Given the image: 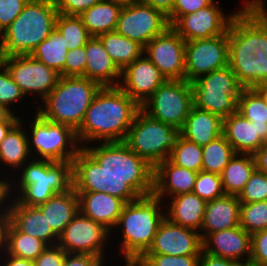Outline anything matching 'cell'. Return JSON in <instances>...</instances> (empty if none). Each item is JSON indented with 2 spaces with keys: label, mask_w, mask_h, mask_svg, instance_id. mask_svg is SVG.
<instances>
[{
  "label": "cell",
  "mask_w": 267,
  "mask_h": 266,
  "mask_svg": "<svg viewBox=\"0 0 267 266\" xmlns=\"http://www.w3.org/2000/svg\"><path fill=\"white\" fill-rule=\"evenodd\" d=\"M154 168L124 142L82 147L73 159L76 192H102L125 203L153 193Z\"/></svg>",
  "instance_id": "1"
},
{
  "label": "cell",
  "mask_w": 267,
  "mask_h": 266,
  "mask_svg": "<svg viewBox=\"0 0 267 266\" xmlns=\"http://www.w3.org/2000/svg\"><path fill=\"white\" fill-rule=\"evenodd\" d=\"M229 66L244 88L267 84V22L248 3L228 27Z\"/></svg>",
  "instance_id": "2"
},
{
  "label": "cell",
  "mask_w": 267,
  "mask_h": 266,
  "mask_svg": "<svg viewBox=\"0 0 267 266\" xmlns=\"http://www.w3.org/2000/svg\"><path fill=\"white\" fill-rule=\"evenodd\" d=\"M141 107L119 86L101 87L76 131L82 147L99 142L125 141Z\"/></svg>",
  "instance_id": "3"
},
{
  "label": "cell",
  "mask_w": 267,
  "mask_h": 266,
  "mask_svg": "<svg viewBox=\"0 0 267 266\" xmlns=\"http://www.w3.org/2000/svg\"><path fill=\"white\" fill-rule=\"evenodd\" d=\"M165 208V203L153 194L124 205L114 231H111L112 243L119 238L115 246L120 244L119 258H123L120 264L125 261L124 266H133L149 250L160 223L165 219ZM116 232L120 236L117 237Z\"/></svg>",
  "instance_id": "4"
},
{
  "label": "cell",
  "mask_w": 267,
  "mask_h": 266,
  "mask_svg": "<svg viewBox=\"0 0 267 266\" xmlns=\"http://www.w3.org/2000/svg\"><path fill=\"white\" fill-rule=\"evenodd\" d=\"M12 177L15 199L22 205L38 206L73 187V162L32 158Z\"/></svg>",
  "instance_id": "5"
},
{
  "label": "cell",
  "mask_w": 267,
  "mask_h": 266,
  "mask_svg": "<svg viewBox=\"0 0 267 266\" xmlns=\"http://www.w3.org/2000/svg\"><path fill=\"white\" fill-rule=\"evenodd\" d=\"M57 15L54 0H29L0 34V59L30 55L55 29Z\"/></svg>",
  "instance_id": "6"
},
{
  "label": "cell",
  "mask_w": 267,
  "mask_h": 266,
  "mask_svg": "<svg viewBox=\"0 0 267 266\" xmlns=\"http://www.w3.org/2000/svg\"><path fill=\"white\" fill-rule=\"evenodd\" d=\"M101 87L86 77L60 76L50 94L40 104L37 102L36 112L44 119L67 125L76 132Z\"/></svg>",
  "instance_id": "7"
},
{
  "label": "cell",
  "mask_w": 267,
  "mask_h": 266,
  "mask_svg": "<svg viewBox=\"0 0 267 266\" xmlns=\"http://www.w3.org/2000/svg\"><path fill=\"white\" fill-rule=\"evenodd\" d=\"M180 136V128L153 119L140 109L124 142L154 168L160 162L169 159Z\"/></svg>",
  "instance_id": "8"
},
{
  "label": "cell",
  "mask_w": 267,
  "mask_h": 266,
  "mask_svg": "<svg viewBox=\"0 0 267 266\" xmlns=\"http://www.w3.org/2000/svg\"><path fill=\"white\" fill-rule=\"evenodd\" d=\"M35 109V110H34ZM34 115L25 125L29 151L34 159L51 161H71L76 157L81 146L76 132L69 126L53 123L44 119L34 108Z\"/></svg>",
  "instance_id": "9"
},
{
  "label": "cell",
  "mask_w": 267,
  "mask_h": 266,
  "mask_svg": "<svg viewBox=\"0 0 267 266\" xmlns=\"http://www.w3.org/2000/svg\"><path fill=\"white\" fill-rule=\"evenodd\" d=\"M194 106L222 119L237 111V99L244 88L230 66L200 76L192 83Z\"/></svg>",
  "instance_id": "10"
},
{
  "label": "cell",
  "mask_w": 267,
  "mask_h": 266,
  "mask_svg": "<svg viewBox=\"0 0 267 266\" xmlns=\"http://www.w3.org/2000/svg\"><path fill=\"white\" fill-rule=\"evenodd\" d=\"M194 105L192 84L187 80H166L141 109L153 119L182 128Z\"/></svg>",
  "instance_id": "11"
},
{
  "label": "cell",
  "mask_w": 267,
  "mask_h": 266,
  "mask_svg": "<svg viewBox=\"0 0 267 266\" xmlns=\"http://www.w3.org/2000/svg\"><path fill=\"white\" fill-rule=\"evenodd\" d=\"M110 240L109 229L79 211L58 235L57 245L66 253L90 254L105 258L110 251L108 248L114 246L109 243Z\"/></svg>",
  "instance_id": "12"
},
{
  "label": "cell",
  "mask_w": 267,
  "mask_h": 266,
  "mask_svg": "<svg viewBox=\"0 0 267 266\" xmlns=\"http://www.w3.org/2000/svg\"><path fill=\"white\" fill-rule=\"evenodd\" d=\"M0 61L6 66L26 99L31 96L35 101L37 97L36 101L40 99V103L50 94L60 78L59 73L31 55L1 58Z\"/></svg>",
  "instance_id": "13"
},
{
  "label": "cell",
  "mask_w": 267,
  "mask_h": 266,
  "mask_svg": "<svg viewBox=\"0 0 267 266\" xmlns=\"http://www.w3.org/2000/svg\"><path fill=\"white\" fill-rule=\"evenodd\" d=\"M228 65V30L220 36L185 43V80L188 82Z\"/></svg>",
  "instance_id": "14"
},
{
  "label": "cell",
  "mask_w": 267,
  "mask_h": 266,
  "mask_svg": "<svg viewBox=\"0 0 267 266\" xmlns=\"http://www.w3.org/2000/svg\"><path fill=\"white\" fill-rule=\"evenodd\" d=\"M169 26L168 18L162 11L139 3L122 7L115 31L144 48Z\"/></svg>",
  "instance_id": "15"
},
{
  "label": "cell",
  "mask_w": 267,
  "mask_h": 266,
  "mask_svg": "<svg viewBox=\"0 0 267 266\" xmlns=\"http://www.w3.org/2000/svg\"><path fill=\"white\" fill-rule=\"evenodd\" d=\"M185 43L186 41L169 26L148 42L143 53L166 80H184Z\"/></svg>",
  "instance_id": "16"
},
{
  "label": "cell",
  "mask_w": 267,
  "mask_h": 266,
  "mask_svg": "<svg viewBox=\"0 0 267 266\" xmlns=\"http://www.w3.org/2000/svg\"><path fill=\"white\" fill-rule=\"evenodd\" d=\"M221 2L215 0L211 5L188 15L181 16L171 27L187 42L196 39L211 38L224 34L232 18L241 9L223 11Z\"/></svg>",
  "instance_id": "17"
},
{
  "label": "cell",
  "mask_w": 267,
  "mask_h": 266,
  "mask_svg": "<svg viewBox=\"0 0 267 266\" xmlns=\"http://www.w3.org/2000/svg\"><path fill=\"white\" fill-rule=\"evenodd\" d=\"M202 250L200 232L173 224L165 217L158 227L151 247L145 254L186 256L200 255Z\"/></svg>",
  "instance_id": "18"
},
{
  "label": "cell",
  "mask_w": 267,
  "mask_h": 266,
  "mask_svg": "<svg viewBox=\"0 0 267 266\" xmlns=\"http://www.w3.org/2000/svg\"><path fill=\"white\" fill-rule=\"evenodd\" d=\"M165 81L160 70L143 53L121 71L119 87L141 107Z\"/></svg>",
  "instance_id": "19"
},
{
  "label": "cell",
  "mask_w": 267,
  "mask_h": 266,
  "mask_svg": "<svg viewBox=\"0 0 267 266\" xmlns=\"http://www.w3.org/2000/svg\"><path fill=\"white\" fill-rule=\"evenodd\" d=\"M203 251L249 266L251 234L241 226L208 234L203 240Z\"/></svg>",
  "instance_id": "20"
},
{
  "label": "cell",
  "mask_w": 267,
  "mask_h": 266,
  "mask_svg": "<svg viewBox=\"0 0 267 266\" xmlns=\"http://www.w3.org/2000/svg\"><path fill=\"white\" fill-rule=\"evenodd\" d=\"M197 173L179 167L169 159L164 160L154 167L152 194L165 203L166 199L173 196L190 193L193 191Z\"/></svg>",
  "instance_id": "21"
},
{
  "label": "cell",
  "mask_w": 267,
  "mask_h": 266,
  "mask_svg": "<svg viewBox=\"0 0 267 266\" xmlns=\"http://www.w3.org/2000/svg\"><path fill=\"white\" fill-rule=\"evenodd\" d=\"M222 134L235 153L254 155L263 145L267 127H258L237 111L223 118Z\"/></svg>",
  "instance_id": "22"
},
{
  "label": "cell",
  "mask_w": 267,
  "mask_h": 266,
  "mask_svg": "<svg viewBox=\"0 0 267 266\" xmlns=\"http://www.w3.org/2000/svg\"><path fill=\"white\" fill-rule=\"evenodd\" d=\"M241 202L235 195L224 194L206 202L200 230L202 240L210 233L240 226Z\"/></svg>",
  "instance_id": "23"
},
{
  "label": "cell",
  "mask_w": 267,
  "mask_h": 266,
  "mask_svg": "<svg viewBox=\"0 0 267 266\" xmlns=\"http://www.w3.org/2000/svg\"><path fill=\"white\" fill-rule=\"evenodd\" d=\"M25 123L27 124L28 120L23 116L0 142V173L2 174L3 171L5 174L10 172L9 175L12 177L27 161L33 158L29 151Z\"/></svg>",
  "instance_id": "24"
},
{
  "label": "cell",
  "mask_w": 267,
  "mask_h": 266,
  "mask_svg": "<svg viewBox=\"0 0 267 266\" xmlns=\"http://www.w3.org/2000/svg\"><path fill=\"white\" fill-rule=\"evenodd\" d=\"M86 48V67L84 77L96 81L102 87L119 86L121 71L106 52L99 37L92 36Z\"/></svg>",
  "instance_id": "25"
},
{
  "label": "cell",
  "mask_w": 267,
  "mask_h": 266,
  "mask_svg": "<svg viewBox=\"0 0 267 266\" xmlns=\"http://www.w3.org/2000/svg\"><path fill=\"white\" fill-rule=\"evenodd\" d=\"M77 194L79 211L113 231L126 203L118 197L102 192H77Z\"/></svg>",
  "instance_id": "26"
},
{
  "label": "cell",
  "mask_w": 267,
  "mask_h": 266,
  "mask_svg": "<svg viewBox=\"0 0 267 266\" xmlns=\"http://www.w3.org/2000/svg\"><path fill=\"white\" fill-rule=\"evenodd\" d=\"M10 222L20 232L34 236L48 246L57 245L58 235L37 206L22 205L14 199L10 209Z\"/></svg>",
  "instance_id": "27"
},
{
  "label": "cell",
  "mask_w": 267,
  "mask_h": 266,
  "mask_svg": "<svg viewBox=\"0 0 267 266\" xmlns=\"http://www.w3.org/2000/svg\"><path fill=\"white\" fill-rule=\"evenodd\" d=\"M167 200L165 217L173 224L200 232L205 213L206 201L195 193H184ZM170 204V205H169Z\"/></svg>",
  "instance_id": "28"
},
{
  "label": "cell",
  "mask_w": 267,
  "mask_h": 266,
  "mask_svg": "<svg viewBox=\"0 0 267 266\" xmlns=\"http://www.w3.org/2000/svg\"><path fill=\"white\" fill-rule=\"evenodd\" d=\"M223 119L214 113L192 106L181 128V136L199 146L222 135Z\"/></svg>",
  "instance_id": "29"
},
{
  "label": "cell",
  "mask_w": 267,
  "mask_h": 266,
  "mask_svg": "<svg viewBox=\"0 0 267 266\" xmlns=\"http://www.w3.org/2000/svg\"><path fill=\"white\" fill-rule=\"evenodd\" d=\"M37 207L46 216V220L51 225L53 231L59 235L79 212L78 194L74 187H72L66 192L57 193L47 202Z\"/></svg>",
  "instance_id": "30"
},
{
  "label": "cell",
  "mask_w": 267,
  "mask_h": 266,
  "mask_svg": "<svg viewBox=\"0 0 267 266\" xmlns=\"http://www.w3.org/2000/svg\"><path fill=\"white\" fill-rule=\"evenodd\" d=\"M122 6L108 0H101L83 11L79 17L91 36L115 31Z\"/></svg>",
  "instance_id": "31"
},
{
  "label": "cell",
  "mask_w": 267,
  "mask_h": 266,
  "mask_svg": "<svg viewBox=\"0 0 267 266\" xmlns=\"http://www.w3.org/2000/svg\"><path fill=\"white\" fill-rule=\"evenodd\" d=\"M256 169L252 154L236 153L221 173L225 194L238 196Z\"/></svg>",
  "instance_id": "32"
},
{
  "label": "cell",
  "mask_w": 267,
  "mask_h": 266,
  "mask_svg": "<svg viewBox=\"0 0 267 266\" xmlns=\"http://www.w3.org/2000/svg\"><path fill=\"white\" fill-rule=\"evenodd\" d=\"M98 37L120 71H123L130 63L143 54L144 48L140 44L116 31L104 33Z\"/></svg>",
  "instance_id": "33"
},
{
  "label": "cell",
  "mask_w": 267,
  "mask_h": 266,
  "mask_svg": "<svg viewBox=\"0 0 267 266\" xmlns=\"http://www.w3.org/2000/svg\"><path fill=\"white\" fill-rule=\"evenodd\" d=\"M68 51L63 36L55 28L30 55L55 70L60 76H64V66Z\"/></svg>",
  "instance_id": "34"
},
{
  "label": "cell",
  "mask_w": 267,
  "mask_h": 266,
  "mask_svg": "<svg viewBox=\"0 0 267 266\" xmlns=\"http://www.w3.org/2000/svg\"><path fill=\"white\" fill-rule=\"evenodd\" d=\"M42 240L20 232L11 222L7 230L6 252L12 256L34 261L46 248Z\"/></svg>",
  "instance_id": "35"
},
{
  "label": "cell",
  "mask_w": 267,
  "mask_h": 266,
  "mask_svg": "<svg viewBox=\"0 0 267 266\" xmlns=\"http://www.w3.org/2000/svg\"><path fill=\"white\" fill-rule=\"evenodd\" d=\"M202 153V171L218 175H221L230 159L236 154L223 134L202 146Z\"/></svg>",
  "instance_id": "36"
},
{
  "label": "cell",
  "mask_w": 267,
  "mask_h": 266,
  "mask_svg": "<svg viewBox=\"0 0 267 266\" xmlns=\"http://www.w3.org/2000/svg\"><path fill=\"white\" fill-rule=\"evenodd\" d=\"M237 112L258 127H267V106L254 88H243L237 99Z\"/></svg>",
  "instance_id": "37"
},
{
  "label": "cell",
  "mask_w": 267,
  "mask_h": 266,
  "mask_svg": "<svg viewBox=\"0 0 267 266\" xmlns=\"http://www.w3.org/2000/svg\"><path fill=\"white\" fill-rule=\"evenodd\" d=\"M55 28L63 36L68 50L83 47L92 37L81 18L76 15H64L58 13Z\"/></svg>",
  "instance_id": "38"
},
{
  "label": "cell",
  "mask_w": 267,
  "mask_h": 266,
  "mask_svg": "<svg viewBox=\"0 0 267 266\" xmlns=\"http://www.w3.org/2000/svg\"><path fill=\"white\" fill-rule=\"evenodd\" d=\"M169 160L179 167L195 172L202 171V146L180 136L170 153Z\"/></svg>",
  "instance_id": "39"
},
{
  "label": "cell",
  "mask_w": 267,
  "mask_h": 266,
  "mask_svg": "<svg viewBox=\"0 0 267 266\" xmlns=\"http://www.w3.org/2000/svg\"><path fill=\"white\" fill-rule=\"evenodd\" d=\"M240 226L253 235L267 229V200L241 203Z\"/></svg>",
  "instance_id": "40"
},
{
  "label": "cell",
  "mask_w": 267,
  "mask_h": 266,
  "mask_svg": "<svg viewBox=\"0 0 267 266\" xmlns=\"http://www.w3.org/2000/svg\"><path fill=\"white\" fill-rule=\"evenodd\" d=\"M25 98L21 88L14 82L10 72L0 61V104L9 109L13 114L22 117L23 114H20L16 109H18L17 106L21 108V103L19 102L25 101Z\"/></svg>",
  "instance_id": "41"
},
{
  "label": "cell",
  "mask_w": 267,
  "mask_h": 266,
  "mask_svg": "<svg viewBox=\"0 0 267 266\" xmlns=\"http://www.w3.org/2000/svg\"><path fill=\"white\" fill-rule=\"evenodd\" d=\"M192 192L206 202L223 196L225 193L222 187L221 176L199 171Z\"/></svg>",
  "instance_id": "42"
},
{
  "label": "cell",
  "mask_w": 267,
  "mask_h": 266,
  "mask_svg": "<svg viewBox=\"0 0 267 266\" xmlns=\"http://www.w3.org/2000/svg\"><path fill=\"white\" fill-rule=\"evenodd\" d=\"M237 197L241 203L267 200V174L255 169Z\"/></svg>",
  "instance_id": "43"
},
{
  "label": "cell",
  "mask_w": 267,
  "mask_h": 266,
  "mask_svg": "<svg viewBox=\"0 0 267 266\" xmlns=\"http://www.w3.org/2000/svg\"><path fill=\"white\" fill-rule=\"evenodd\" d=\"M200 255L144 254L133 266H199Z\"/></svg>",
  "instance_id": "44"
},
{
  "label": "cell",
  "mask_w": 267,
  "mask_h": 266,
  "mask_svg": "<svg viewBox=\"0 0 267 266\" xmlns=\"http://www.w3.org/2000/svg\"><path fill=\"white\" fill-rule=\"evenodd\" d=\"M215 0H174L173 9L167 15L172 26L181 16L191 14L211 5Z\"/></svg>",
  "instance_id": "45"
},
{
  "label": "cell",
  "mask_w": 267,
  "mask_h": 266,
  "mask_svg": "<svg viewBox=\"0 0 267 266\" xmlns=\"http://www.w3.org/2000/svg\"><path fill=\"white\" fill-rule=\"evenodd\" d=\"M86 61L87 57L85 46L69 50L66 55L64 76L84 77Z\"/></svg>",
  "instance_id": "46"
},
{
  "label": "cell",
  "mask_w": 267,
  "mask_h": 266,
  "mask_svg": "<svg viewBox=\"0 0 267 266\" xmlns=\"http://www.w3.org/2000/svg\"><path fill=\"white\" fill-rule=\"evenodd\" d=\"M249 266H267V229L251 235Z\"/></svg>",
  "instance_id": "47"
},
{
  "label": "cell",
  "mask_w": 267,
  "mask_h": 266,
  "mask_svg": "<svg viewBox=\"0 0 267 266\" xmlns=\"http://www.w3.org/2000/svg\"><path fill=\"white\" fill-rule=\"evenodd\" d=\"M29 0H0V34L22 12Z\"/></svg>",
  "instance_id": "48"
},
{
  "label": "cell",
  "mask_w": 267,
  "mask_h": 266,
  "mask_svg": "<svg viewBox=\"0 0 267 266\" xmlns=\"http://www.w3.org/2000/svg\"><path fill=\"white\" fill-rule=\"evenodd\" d=\"M101 0H54L58 13L79 16Z\"/></svg>",
  "instance_id": "49"
},
{
  "label": "cell",
  "mask_w": 267,
  "mask_h": 266,
  "mask_svg": "<svg viewBox=\"0 0 267 266\" xmlns=\"http://www.w3.org/2000/svg\"><path fill=\"white\" fill-rule=\"evenodd\" d=\"M66 252L58 245L47 248L33 261L35 266H63Z\"/></svg>",
  "instance_id": "50"
},
{
  "label": "cell",
  "mask_w": 267,
  "mask_h": 266,
  "mask_svg": "<svg viewBox=\"0 0 267 266\" xmlns=\"http://www.w3.org/2000/svg\"><path fill=\"white\" fill-rule=\"evenodd\" d=\"M106 261V262H105ZM107 257H99L90 254L66 253L63 266H108Z\"/></svg>",
  "instance_id": "51"
},
{
  "label": "cell",
  "mask_w": 267,
  "mask_h": 266,
  "mask_svg": "<svg viewBox=\"0 0 267 266\" xmlns=\"http://www.w3.org/2000/svg\"><path fill=\"white\" fill-rule=\"evenodd\" d=\"M14 199L13 177L0 173V212H10Z\"/></svg>",
  "instance_id": "52"
},
{
  "label": "cell",
  "mask_w": 267,
  "mask_h": 266,
  "mask_svg": "<svg viewBox=\"0 0 267 266\" xmlns=\"http://www.w3.org/2000/svg\"><path fill=\"white\" fill-rule=\"evenodd\" d=\"M199 266H243L236 261L215 256L210 253L201 251L199 256Z\"/></svg>",
  "instance_id": "53"
},
{
  "label": "cell",
  "mask_w": 267,
  "mask_h": 266,
  "mask_svg": "<svg viewBox=\"0 0 267 266\" xmlns=\"http://www.w3.org/2000/svg\"><path fill=\"white\" fill-rule=\"evenodd\" d=\"M10 212H0V255L6 251Z\"/></svg>",
  "instance_id": "54"
},
{
  "label": "cell",
  "mask_w": 267,
  "mask_h": 266,
  "mask_svg": "<svg viewBox=\"0 0 267 266\" xmlns=\"http://www.w3.org/2000/svg\"><path fill=\"white\" fill-rule=\"evenodd\" d=\"M0 266H35L32 260L22 259L4 251L0 255Z\"/></svg>",
  "instance_id": "55"
},
{
  "label": "cell",
  "mask_w": 267,
  "mask_h": 266,
  "mask_svg": "<svg viewBox=\"0 0 267 266\" xmlns=\"http://www.w3.org/2000/svg\"><path fill=\"white\" fill-rule=\"evenodd\" d=\"M142 3L162 11L167 16L173 9L174 0H143Z\"/></svg>",
  "instance_id": "56"
},
{
  "label": "cell",
  "mask_w": 267,
  "mask_h": 266,
  "mask_svg": "<svg viewBox=\"0 0 267 266\" xmlns=\"http://www.w3.org/2000/svg\"><path fill=\"white\" fill-rule=\"evenodd\" d=\"M253 156L256 169L267 174V145H263Z\"/></svg>",
  "instance_id": "57"
},
{
  "label": "cell",
  "mask_w": 267,
  "mask_h": 266,
  "mask_svg": "<svg viewBox=\"0 0 267 266\" xmlns=\"http://www.w3.org/2000/svg\"><path fill=\"white\" fill-rule=\"evenodd\" d=\"M20 116L12 114L6 121L0 122V142L6 137L10 129L20 120Z\"/></svg>",
  "instance_id": "58"
},
{
  "label": "cell",
  "mask_w": 267,
  "mask_h": 266,
  "mask_svg": "<svg viewBox=\"0 0 267 266\" xmlns=\"http://www.w3.org/2000/svg\"><path fill=\"white\" fill-rule=\"evenodd\" d=\"M267 22V3L265 0H246Z\"/></svg>",
  "instance_id": "59"
},
{
  "label": "cell",
  "mask_w": 267,
  "mask_h": 266,
  "mask_svg": "<svg viewBox=\"0 0 267 266\" xmlns=\"http://www.w3.org/2000/svg\"><path fill=\"white\" fill-rule=\"evenodd\" d=\"M254 89L261 95L267 106V84H260L254 87Z\"/></svg>",
  "instance_id": "60"
},
{
  "label": "cell",
  "mask_w": 267,
  "mask_h": 266,
  "mask_svg": "<svg viewBox=\"0 0 267 266\" xmlns=\"http://www.w3.org/2000/svg\"><path fill=\"white\" fill-rule=\"evenodd\" d=\"M108 1L114 2L115 4L125 7V6H130L133 4L142 3L143 0H108Z\"/></svg>",
  "instance_id": "61"
},
{
  "label": "cell",
  "mask_w": 267,
  "mask_h": 266,
  "mask_svg": "<svg viewBox=\"0 0 267 266\" xmlns=\"http://www.w3.org/2000/svg\"><path fill=\"white\" fill-rule=\"evenodd\" d=\"M13 113L0 104V122L6 121Z\"/></svg>",
  "instance_id": "62"
},
{
  "label": "cell",
  "mask_w": 267,
  "mask_h": 266,
  "mask_svg": "<svg viewBox=\"0 0 267 266\" xmlns=\"http://www.w3.org/2000/svg\"><path fill=\"white\" fill-rule=\"evenodd\" d=\"M264 145H267V135L266 138L264 139Z\"/></svg>",
  "instance_id": "63"
}]
</instances>
